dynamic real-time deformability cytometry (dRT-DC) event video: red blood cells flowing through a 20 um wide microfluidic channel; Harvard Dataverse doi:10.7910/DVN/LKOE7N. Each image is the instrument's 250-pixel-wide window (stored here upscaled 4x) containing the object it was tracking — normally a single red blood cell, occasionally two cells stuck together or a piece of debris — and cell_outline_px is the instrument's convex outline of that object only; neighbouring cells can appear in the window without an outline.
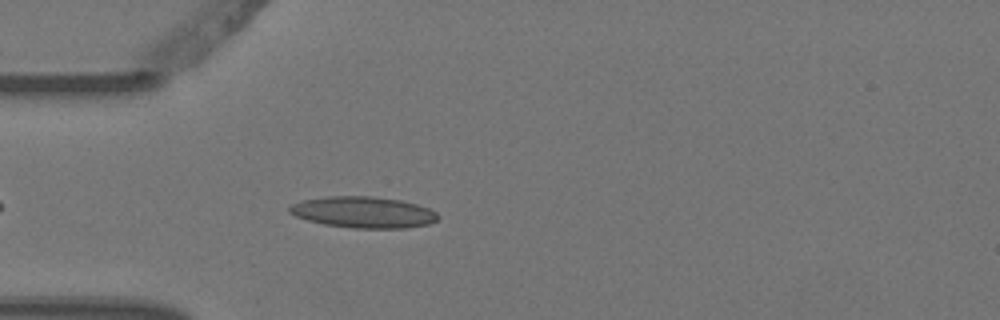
{"species": "Egyptian fruit bat (a non-hibernating species)", "species_latin": "Rousettus aegyptiacus", "temperature_condition": "warm", "stored_images_in_passage": 4, "camera_frame_rate_fps": 3000, "um_per_image_px": 0.085, "animal": {"sex": "female"}, "frame": {"image": 1, "passage_image": 4, "time_ms": 1.0, "image_size_px": [1000, 320], "cell_outline_px": [[436, 220], [428, 224], [404, 228], [352, 228], [324, 224], [308, 220], [296, 216], [288, 212], [288, 208], [292, 204], [300, 200], [328, 196], [372, 196], [400, 200], [416, 204], [428, 208], [436, 212]], "centroid_in_image_um": [30.84, 18.03], "position_along_channel_um": 54.2, "area_um2": 26.93}}